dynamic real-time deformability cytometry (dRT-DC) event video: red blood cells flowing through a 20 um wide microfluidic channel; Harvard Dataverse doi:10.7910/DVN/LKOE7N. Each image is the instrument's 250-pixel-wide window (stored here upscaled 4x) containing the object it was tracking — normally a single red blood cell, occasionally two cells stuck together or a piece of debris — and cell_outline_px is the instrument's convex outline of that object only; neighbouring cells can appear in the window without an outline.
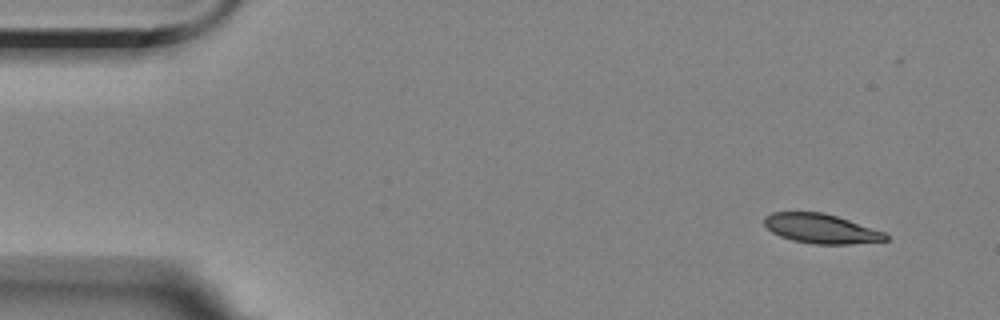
{"species": "Egyptian fruit bat (a non-hibernating species)", "species_latin": "Rousettus aegyptiacus", "temperature_condition": "room temperature", "stored_images_in_passage": 4, "camera_frame_rate_fps": 3000, "um_per_image_px": 0.085, "animal": {"sex": "female"}, "frame": {"image": 1, "passage_image": 1, "time_ms": 0.0, "image_size_px": [1000, 320], "cell_outline_px": [[888, 240], [848, 244], [816, 244], [792, 240], [780, 236], [772, 232], [764, 224], [764, 216], [772, 212], [824, 212], [884, 232], [888, 236]], "centroid_in_image_um": [69.75, 19.43], "position_along_channel_um": 15.2, "area_um2": 20.63}}